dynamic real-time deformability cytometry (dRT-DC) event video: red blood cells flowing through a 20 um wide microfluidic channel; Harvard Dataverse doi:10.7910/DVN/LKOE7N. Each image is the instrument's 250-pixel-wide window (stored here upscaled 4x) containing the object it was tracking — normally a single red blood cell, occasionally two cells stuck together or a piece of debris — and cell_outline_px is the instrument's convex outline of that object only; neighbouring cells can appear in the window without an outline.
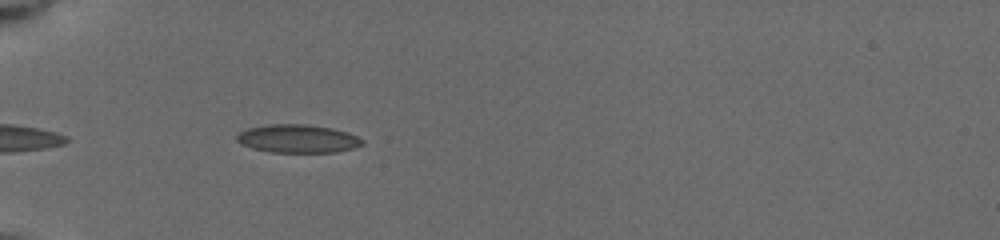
{"species": "common noctule bat (a hibernating species)", "species_latin": "Nyctalus noctula", "temperature_condition": "cold", "stored_images_in_passage": 6, "camera_frame_rate_fps": 3000, "um_per_image_px": 0.085, "animal": {"sex": "female", "body_mass_g": 19.5, "forearm_length_mm": 54.1}, "frame": {"image": 1, "passage_image": 1, "time_ms": 0.0, "image_size_px": [1000, 240], "cell_outline_px": [[364, 144], [352, 148], [336, 152], [272, 152], [252, 148], [240, 144], [236, 140], [236, 136], [240, 132], [248, 128], [268, 124], [308, 124], [332, 128], [348, 132], [364, 140]], "centroid_in_image_um": [25.3, 11.78], "position_along_channel_um": 59.7, "area_um2": 20.69}}
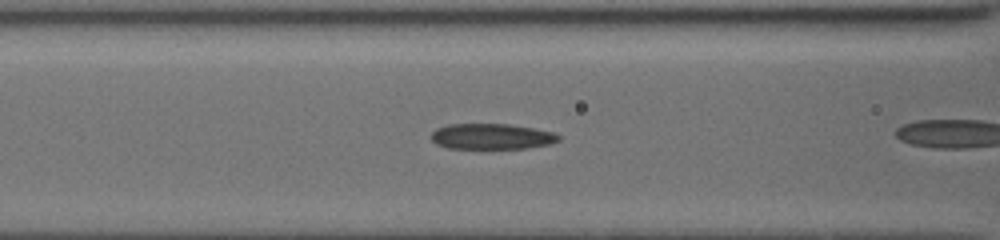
{"frame": {"image": 2, "passage_image": 3, "time_ms": 1.0, "image_size_px": [1000, 240], "cell_outline_px": [[560, 140], [552, 144], [528, 148], [448, 148], [436, 144], [428, 136], [436, 128], [448, 124], [508, 124], [532, 128], [552, 132], [560, 136]], "centroid_in_image_um": [41.76, 11.6], "position_along_channel_um": 124.8, "area_um2": 19.13}}